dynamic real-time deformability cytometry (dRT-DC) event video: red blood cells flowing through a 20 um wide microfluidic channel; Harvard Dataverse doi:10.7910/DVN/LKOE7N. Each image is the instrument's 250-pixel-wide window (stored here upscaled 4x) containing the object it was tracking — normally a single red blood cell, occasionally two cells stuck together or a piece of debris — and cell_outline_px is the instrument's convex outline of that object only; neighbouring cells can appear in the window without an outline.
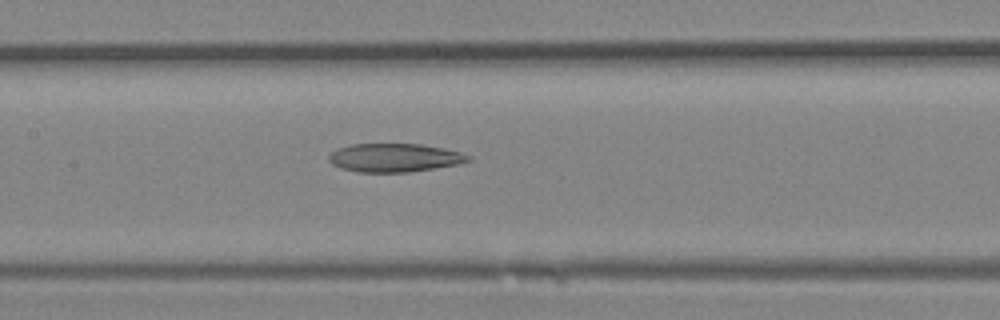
{"species": "Egyptian fruit bat (a non-hibernating species)", "species_latin": "Rousettus aegyptiacus", "temperature_condition": "room temperature", "stored_images_in_passage": 14, "camera_frame_rate_fps": 3000, "um_per_image_px": 0.085, "animal": {"sex": "female"}, "frame": {"image": 1, "passage_image": 12, "time_ms": 3.667, "image_size_px": [1000, 320], "cell_outline_px": [[472, 160], [460, 164], [408, 172], [356, 172], [340, 168], [332, 164], [328, 160], [328, 156], [336, 148], [352, 144], [420, 144], [444, 148], [460, 152], [472, 156]], "centroid_in_image_um": [33.53, 13.4], "position_along_channel_um": 173.9, "area_um2": 23.29}}
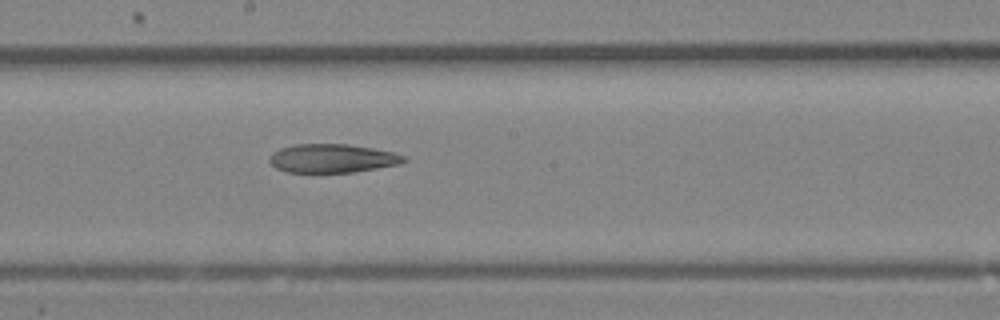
{"frame": {"image": 2, "passage_image": 14, "time_ms": 4.333, "image_size_px": [1000, 320], "cell_outline_px": [[408, 160], [400, 164], [352, 172], [288, 172], [276, 168], [268, 160], [268, 156], [272, 152], [280, 148], [296, 144], [348, 144], [372, 148], [392, 152], [404, 156]], "centroid_in_image_um": [28.21, 13.45], "position_along_channel_um": 220.0, "area_um2": 22.37}}